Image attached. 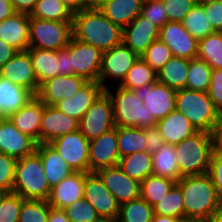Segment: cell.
I'll return each instance as SVG.
<instances>
[{
    "label": "cell",
    "mask_w": 222,
    "mask_h": 222,
    "mask_svg": "<svg viewBox=\"0 0 222 222\" xmlns=\"http://www.w3.org/2000/svg\"><path fill=\"white\" fill-rule=\"evenodd\" d=\"M72 37L103 53L122 44L123 29L100 10L85 8L73 13Z\"/></svg>",
    "instance_id": "obj_1"
},
{
    "label": "cell",
    "mask_w": 222,
    "mask_h": 222,
    "mask_svg": "<svg viewBox=\"0 0 222 222\" xmlns=\"http://www.w3.org/2000/svg\"><path fill=\"white\" fill-rule=\"evenodd\" d=\"M176 184L184 198V218H209L222 208V201L208 173L183 176Z\"/></svg>",
    "instance_id": "obj_2"
},
{
    "label": "cell",
    "mask_w": 222,
    "mask_h": 222,
    "mask_svg": "<svg viewBox=\"0 0 222 222\" xmlns=\"http://www.w3.org/2000/svg\"><path fill=\"white\" fill-rule=\"evenodd\" d=\"M213 152V136L204 131H198L175 144L180 179L183 176L208 173Z\"/></svg>",
    "instance_id": "obj_3"
},
{
    "label": "cell",
    "mask_w": 222,
    "mask_h": 222,
    "mask_svg": "<svg viewBox=\"0 0 222 222\" xmlns=\"http://www.w3.org/2000/svg\"><path fill=\"white\" fill-rule=\"evenodd\" d=\"M12 192L24 200H48L51 188L44 174L41 156L33 154L17 159Z\"/></svg>",
    "instance_id": "obj_4"
},
{
    "label": "cell",
    "mask_w": 222,
    "mask_h": 222,
    "mask_svg": "<svg viewBox=\"0 0 222 222\" xmlns=\"http://www.w3.org/2000/svg\"><path fill=\"white\" fill-rule=\"evenodd\" d=\"M176 110L184 114L197 131L211 133L220 118L208 92L180 89L176 92Z\"/></svg>",
    "instance_id": "obj_5"
},
{
    "label": "cell",
    "mask_w": 222,
    "mask_h": 222,
    "mask_svg": "<svg viewBox=\"0 0 222 222\" xmlns=\"http://www.w3.org/2000/svg\"><path fill=\"white\" fill-rule=\"evenodd\" d=\"M113 104L115 125L144 129L154 127L157 121L149 114L144 103L133 90H127L117 84L115 95L110 87L105 89Z\"/></svg>",
    "instance_id": "obj_6"
},
{
    "label": "cell",
    "mask_w": 222,
    "mask_h": 222,
    "mask_svg": "<svg viewBox=\"0 0 222 222\" xmlns=\"http://www.w3.org/2000/svg\"><path fill=\"white\" fill-rule=\"evenodd\" d=\"M72 37V22L30 17L29 48L57 51L67 47Z\"/></svg>",
    "instance_id": "obj_7"
},
{
    "label": "cell",
    "mask_w": 222,
    "mask_h": 222,
    "mask_svg": "<svg viewBox=\"0 0 222 222\" xmlns=\"http://www.w3.org/2000/svg\"><path fill=\"white\" fill-rule=\"evenodd\" d=\"M116 127L113 104L104 91L79 121L80 132L90 141Z\"/></svg>",
    "instance_id": "obj_8"
},
{
    "label": "cell",
    "mask_w": 222,
    "mask_h": 222,
    "mask_svg": "<svg viewBox=\"0 0 222 222\" xmlns=\"http://www.w3.org/2000/svg\"><path fill=\"white\" fill-rule=\"evenodd\" d=\"M71 52V75L87 81H99L102 52L96 47L71 37L66 47Z\"/></svg>",
    "instance_id": "obj_9"
},
{
    "label": "cell",
    "mask_w": 222,
    "mask_h": 222,
    "mask_svg": "<svg viewBox=\"0 0 222 222\" xmlns=\"http://www.w3.org/2000/svg\"><path fill=\"white\" fill-rule=\"evenodd\" d=\"M74 172L89 173V140L77 131L54 139L51 143Z\"/></svg>",
    "instance_id": "obj_10"
},
{
    "label": "cell",
    "mask_w": 222,
    "mask_h": 222,
    "mask_svg": "<svg viewBox=\"0 0 222 222\" xmlns=\"http://www.w3.org/2000/svg\"><path fill=\"white\" fill-rule=\"evenodd\" d=\"M140 57L131 51L123 43L102 53L101 68L98 83L106 89L107 78L119 80L120 85L125 79L128 71Z\"/></svg>",
    "instance_id": "obj_11"
},
{
    "label": "cell",
    "mask_w": 222,
    "mask_h": 222,
    "mask_svg": "<svg viewBox=\"0 0 222 222\" xmlns=\"http://www.w3.org/2000/svg\"><path fill=\"white\" fill-rule=\"evenodd\" d=\"M137 97L143 101L149 114L156 121L164 119L169 113L176 110L177 90L156 82L133 90Z\"/></svg>",
    "instance_id": "obj_12"
},
{
    "label": "cell",
    "mask_w": 222,
    "mask_h": 222,
    "mask_svg": "<svg viewBox=\"0 0 222 222\" xmlns=\"http://www.w3.org/2000/svg\"><path fill=\"white\" fill-rule=\"evenodd\" d=\"M83 198L95 208L101 219H117L120 204L96 172L86 174Z\"/></svg>",
    "instance_id": "obj_13"
},
{
    "label": "cell",
    "mask_w": 222,
    "mask_h": 222,
    "mask_svg": "<svg viewBox=\"0 0 222 222\" xmlns=\"http://www.w3.org/2000/svg\"><path fill=\"white\" fill-rule=\"evenodd\" d=\"M119 159L117 126L89 141V172L118 166Z\"/></svg>",
    "instance_id": "obj_14"
},
{
    "label": "cell",
    "mask_w": 222,
    "mask_h": 222,
    "mask_svg": "<svg viewBox=\"0 0 222 222\" xmlns=\"http://www.w3.org/2000/svg\"><path fill=\"white\" fill-rule=\"evenodd\" d=\"M159 39L166 44L175 57L195 59L198 40L183 26L182 22L168 21L159 31Z\"/></svg>",
    "instance_id": "obj_15"
},
{
    "label": "cell",
    "mask_w": 222,
    "mask_h": 222,
    "mask_svg": "<svg viewBox=\"0 0 222 222\" xmlns=\"http://www.w3.org/2000/svg\"><path fill=\"white\" fill-rule=\"evenodd\" d=\"M78 129L79 120L64 114L54 105H45L43 103L39 144L51 143L54 139Z\"/></svg>",
    "instance_id": "obj_16"
},
{
    "label": "cell",
    "mask_w": 222,
    "mask_h": 222,
    "mask_svg": "<svg viewBox=\"0 0 222 222\" xmlns=\"http://www.w3.org/2000/svg\"><path fill=\"white\" fill-rule=\"evenodd\" d=\"M37 142L22 133L8 118H0V153L16 159L33 154Z\"/></svg>",
    "instance_id": "obj_17"
},
{
    "label": "cell",
    "mask_w": 222,
    "mask_h": 222,
    "mask_svg": "<svg viewBox=\"0 0 222 222\" xmlns=\"http://www.w3.org/2000/svg\"><path fill=\"white\" fill-rule=\"evenodd\" d=\"M0 76L31 91L35 96L39 91L38 80L27 50L18 51L0 68Z\"/></svg>",
    "instance_id": "obj_18"
},
{
    "label": "cell",
    "mask_w": 222,
    "mask_h": 222,
    "mask_svg": "<svg viewBox=\"0 0 222 222\" xmlns=\"http://www.w3.org/2000/svg\"><path fill=\"white\" fill-rule=\"evenodd\" d=\"M96 173L119 204L140 197L141 183L126 175L119 166L103 168Z\"/></svg>",
    "instance_id": "obj_19"
},
{
    "label": "cell",
    "mask_w": 222,
    "mask_h": 222,
    "mask_svg": "<svg viewBox=\"0 0 222 222\" xmlns=\"http://www.w3.org/2000/svg\"><path fill=\"white\" fill-rule=\"evenodd\" d=\"M87 82L76 75H58L43 82L36 96L45 105H55L59 101L75 95Z\"/></svg>",
    "instance_id": "obj_20"
},
{
    "label": "cell",
    "mask_w": 222,
    "mask_h": 222,
    "mask_svg": "<svg viewBox=\"0 0 222 222\" xmlns=\"http://www.w3.org/2000/svg\"><path fill=\"white\" fill-rule=\"evenodd\" d=\"M159 31L154 24L138 15L129 25L123 28L122 43L139 57L157 39Z\"/></svg>",
    "instance_id": "obj_21"
},
{
    "label": "cell",
    "mask_w": 222,
    "mask_h": 222,
    "mask_svg": "<svg viewBox=\"0 0 222 222\" xmlns=\"http://www.w3.org/2000/svg\"><path fill=\"white\" fill-rule=\"evenodd\" d=\"M104 91L105 89L98 82L88 81L75 95L59 101L54 106L64 114L80 121L91 104Z\"/></svg>",
    "instance_id": "obj_22"
},
{
    "label": "cell",
    "mask_w": 222,
    "mask_h": 222,
    "mask_svg": "<svg viewBox=\"0 0 222 222\" xmlns=\"http://www.w3.org/2000/svg\"><path fill=\"white\" fill-rule=\"evenodd\" d=\"M86 174L84 172H73L51 188L48 199L49 205L52 208L64 209L76 200L83 199Z\"/></svg>",
    "instance_id": "obj_23"
},
{
    "label": "cell",
    "mask_w": 222,
    "mask_h": 222,
    "mask_svg": "<svg viewBox=\"0 0 222 222\" xmlns=\"http://www.w3.org/2000/svg\"><path fill=\"white\" fill-rule=\"evenodd\" d=\"M30 16L16 12L9 18L0 21V39L10 44L17 51L29 48Z\"/></svg>",
    "instance_id": "obj_24"
},
{
    "label": "cell",
    "mask_w": 222,
    "mask_h": 222,
    "mask_svg": "<svg viewBox=\"0 0 222 222\" xmlns=\"http://www.w3.org/2000/svg\"><path fill=\"white\" fill-rule=\"evenodd\" d=\"M42 116L43 102L37 96H34L8 119L17 129L32 137L39 144V129Z\"/></svg>",
    "instance_id": "obj_25"
},
{
    "label": "cell",
    "mask_w": 222,
    "mask_h": 222,
    "mask_svg": "<svg viewBox=\"0 0 222 222\" xmlns=\"http://www.w3.org/2000/svg\"><path fill=\"white\" fill-rule=\"evenodd\" d=\"M156 127L159 129L164 142L172 145L178 144L198 132L189 119L177 110L157 121Z\"/></svg>",
    "instance_id": "obj_26"
},
{
    "label": "cell",
    "mask_w": 222,
    "mask_h": 222,
    "mask_svg": "<svg viewBox=\"0 0 222 222\" xmlns=\"http://www.w3.org/2000/svg\"><path fill=\"white\" fill-rule=\"evenodd\" d=\"M36 152L41 156L44 174L50 188H53L74 171L49 143L37 144Z\"/></svg>",
    "instance_id": "obj_27"
},
{
    "label": "cell",
    "mask_w": 222,
    "mask_h": 222,
    "mask_svg": "<svg viewBox=\"0 0 222 222\" xmlns=\"http://www.w3.org/2000/svg\"><path fill=\"white\" fill-rule=\"evenodd\" d=\"M34 96L26 88L0 76V118H9Z\"/></svg>",
    "instance_id": "obj_28"
},
{
    "label": "cell",
    "mask_w": 222,
    "mask_h": 222,
    "mask_svg": "<svg viewBox=\"0 0 222 222\" xmlns=\"http://www.w3.org/2000/svg\"><path fill=\"white\" fill-rule=\"evenodd\" d=\"M144 0H112L99 10L122 29L140 15Z\"/></svg>",
    "instance_id": "obj_29"
},
{
    "label": "cell",
    "mask_w": 222,
    "mask_h": 222,
    "mask_svg": "<svg viewBox=\"0 0 222 222\" xmlns=\"http://www.w3.org/2000/svg\"><path fill=\"white\" fill-rule=\"evenodd\" d=\"M189 65L190 59L173 56L157 73V82L175 90L186 88Z\"/></svg>",
    "instance_id": "obj_30"
},
{
    "label": "cell",
    "mask_w": 222,
    "mask_h": 222,
    "mask_svg": "<svg viewBox=\"0 0 222 222\" xmlns=\"http://www.w3.org/2000/svg\"><path fill=\"white\" fill-rule=\"evenodd\" d=\"M38 85L58 76L59 61L57 51L28 48Z\"/></svg>",
    "instance_id": "obj_31"
},
{
    "label": "cell",
    "mask_w": 222,
    "mask_h": 222,
    "mask_svg": "<svg viewBox=\"0 0 222 222\" xmlns=\"http://www.w3.org/2000/svg\"><path fill=\"white\" fill-rule=\"evenodd\" d=\"M153 174L177 182L180 179V169L176 161L175 145L164 143L152 154Z\"/></svg>",
    "instance_id": "obj_32"
},
{
    "label": "cell",
    "mask_w": 222,
    "mask_h": 222,
    "mask_svg": "<svg viewBox=\"0 0 222 222\" xmlns=\"http://www.w3.org/2000/svg\"><path fill=\"white\" fill-rule=\"evenodd\" d=\"M118 166L126 175L140 183L153 174L152 155L146 151L120 157Z\"/></svg>",
    "instance_id": "obj_33"
},
{
    "label": "cell",
    "mask_w": 222,
    "mask_h": 222,
    "mask_svg": "<svg viewBox=\"0 0 222 222\" xmlns=\"http://www.w3.org/2000/svg\"><path fill=\"white\" fill-rule=\"evenodd\" d=\"M197 58L212 69H222V32H213L198 40Z\"/></svg>",
    "instance_id": "obj_34"
},
{
    "label": "cell",
    "mask_w": 222,
    "mask_h": 222,
    "mask_svg": "<svg viewBox=\"0 0 222 222\" xmlns=\"http://www.w3.org/2000/svg\"><path fill=\"white\" fill-rule=\"evenodd\" d=\"M117 142L120 157L145 151L144 129L117 126Z\"/></svg>",
    "instance_id": "obj_35"
},
{
    "label": "cell",
    "mask_w": 222,
    "mask_h": 222,
    "mask_svg": "<svg viewBox=\"0 0 222 222\" xmlns=\"http://www.w3.org/2000/svg\"><path fill=\"white\" fill-rule=\"evenodd\" d=\"M29 16L43 20L72 22L73 12L59 0H38Z\"/></svg>",
    "instance_id": "obj_36"
},
{
    "label": "cell",
    "mask_w": 222,
    "mask_h": 222,
    "mask_svg": "<svg viewBox=\"0 0 222 222\" xmlns=\"http://www.w3.org/2000/svg\"><path fill=\"white\" fill-rule=\"evenodd\" d=\"M153 207L141 197L122 203L119 207L117 222H151Z\"/></svg>",
    "instance_id": "obj_37"
},
{
    "label": "cell",
    "mask_w": 222,
    "mask_h": 222,
    "mask_svg": "<svg viewBox=\"0 0 222 222\" xmlns=\"http://www.w3.org/2000/svg\"><path fill=\"white\" fill-rule=\"evenodd\" d=\"M157 82V73L140 57L128 71L125 79L119 85L127 90Z\"/></svg>",
    "instance_id": "obj_38"
},
{
    "label": "cell",
    "mask_w": 222,
    "mask_h": 222,
    "mask_svg": "<svg viewBox=\"0 0 222 222\" xmlns=\"http://www.w3.org/2000/svg\"><path fill=\"white\" fill-rule=\"evenodd\" d=\"M175 183L171 179L151 174L141 182L140 197L153 206L167 195Z\"/></svg>",
    "instance_id": "obj_39"
},
{
    "label": "cell",
    "mask_w": 222,
    "mask_h": 222,
    "mask_svg": "<svg viewBox=\"0 0 222 222\" xmlns=\"http://www.w3.org/2000/svg\"><path fill=\"white\" fill-rule=\"evenodd\" d=\"M182 23L184 28L197 40L215 32L199 2L186 14Z\"/></svg>",
    "instance_id": "obj_40"
},
{
    "label": "cell",
    "mask_w": 222,
    "mask_h": 222,
    "mask_svg": "<svg viewBox=\"0 0 222 222\" xmlns=\"http://www.w3.org/2000/svg\"><path fill=\"white\" fill-rule=\"evenodd\" d=\"M152 207L154 214L172 216L182 220L184 218V198L181 188L175 183L167 195Z\"/></svg>",
    "instance_id": "obj_41"
},
{
    "label": "cell",
    "mask_w": 222,
    "mask_h": 222,
    "mask_svg": "<svg viewBox=\"0 0 222 222\" xmlns=\"http://www.w3.org/2000/svg\"><path fill=\"white\" fill-rule=\"evenodd\" d=\"M211 71L212 68L205 61L198 58L191 59L186 88L200 92H208Z\"/></svg>",
    "instance_id": "obj_42"
},
{
    "label": "cell",
    "mask_w": 222,
    "mask_h": 222,
    "mask_svg": "<svg viewBox=\"0 0 222 222\" xmlns=\"http://www.w3.org/2000/svg\"><path fill=\"white\" fill-rule=\"evenodd\" d=\"M50 207L48 200H24L18 222H47Z\"/></svg>",
    "instance_id": "obj_43"
},
{
    "label": "cell",
    "mask_w": 222,
    "mask_h": 222,
    "mask_svg": "<svg viewBox=\"0 0 222 222\" xmlns=\"http://www.w3.org/2000/svg\"><path fill=\"white\" fill-rule=\"evenodd\" d=\"M172 57L171 50L160 39L155 40L141 56L156 73H158Z\"/></svg>",
    "instance_id": "obj_44"
},
{
    "label": "cell",
    "mask_w": 222,
    "mask_h": 222,
    "mask_svg": "<svg viewBox=\"0 0 222 222\" xmlns=\"http://www.w3.org/2000/svg\"><path fill=\"white\" fill-rule=\"evenodd\" d=\"M70 222H98L101 220L95 208L84 198L63 209Z\"/></svg>",
    "instance_id": "obj_45"
},
{
    "label": "cell",
    "mask_w": 222,
    "mask_h": 222,
    "mask_svg": "<svg viewBox=\"0 0 222 222\" xmlns=\"http://www.w3.org/2000/svg\"><path fill=\"white\" fill-rule=\"evenodd\" d=\"M24 199L16 193H0V222H18Z\"/></svg>",
    "instance_id": "obj_46"
},
{
    "label": "cell",
    "mask_w": 222,
    "mask_h": 222,
    "mask_svg": "<svg viewBox=\"0 0 222 222\" xmlns=\"http://www.w3.org/2000/svg\"><path fill=\"white\" fill-rule=\"evenodd\" d=\"M140 15L159 29L168 22L162 0H144Z\"/></svg>",
    "instance_id": "obj_47"
},
{
    "label": "cell",
    "mask_w": 222,
    "mask_h": 222,
    "mask_svg": "<svg viewBox=\"0 0 222 222\" xmlns=\"http://www.w3.org/2000/svg\"><path fill=\"white\" fill-rule=\"evenodd\" d=\"M17 159L0 153V193L12 192Z\"/></svg>",
    "instance_id": "obj_48"
},
{
    "label": "cell",
    "mask_w": 222,
    "mask_h": 222,
    "mask_svg": "<svg viewBox=\"0 0 222 222\" xmlns=\"http://www.w3.org/2000/svg\"><path fill=\"white\" fill-rule=\"evenodd\" d=\"M168 21L182 22L186 14L198 3V0H162Z\"/></svg>",
    "instance_id": "obj_49"
},
{
    "label": "cell",
    "mask_w": 222,
    "mask_h": 222,
    "mask_svg": "<svg viewBox=\"0 0 222 222\" xmlns=\"http://www.w3.org/2000/svg\"><path fill=\"white\" fill-rule=\"evenodd\" d=\"M215 32H222V1L198 0Z\"/></svg>",
    "instance_id": "obj_50"
},
{
    "label": "cell",
    "mask_w": 222,
    "mask_h": 222,
    "mask_svg": "<svg viewBox=\"0 0 222 222\" xmlns=\"http://www.w3.org/2000/svg\"><path fill=\"white\" fill-rule=\"evenodd\" d=\"M208 94L215 109L222 115V69H212Z\"/></svg>",
    "instance_id": "obj_51"
},
{
    "label": "cell",
    "mask_w": 222,
    "mask_h": 222,
    "mask_svg": "<svg viewBox=\"0 0 222 222\" xmlns=\"http://www.w3.org/2000/svg\"><path fill=\"white\" fill-rule=\"evenodd\" d=\"M212 183L217 190L218 196L222 201V155L219 153L212 154L208 171Z\"/></svg>",
    "instance_id": "obj_52"
},
{
    "label": "cell",
    "mask_w": 222,
    "mask_h": 222,
    "mask_svg": "<svg viewBox=\"0 0 222 222\" xmlns=\"http://www.w3.org/2000/svg\"><path fill=\"white\" fill-rule=\"evenodd\" d=\"M144 137L146 141L145 151L151 155L158 151L165 143L156 126L144 128Z\"/></svg>",
    "instance_id": "obj_53"
},
{
    "label": "cell",
    "mask_w": 222,
    "mask_h": 222,
    "mask_svg": "<svg viewBox=\"0 0 222 222\" xmlns=\"http://www.w3.org/2000/svg\"><path fill=\"white\" fill-rule=\"evenodd\" d=\"M59 70L58 75H71V52L65 47L57 50Z\"/></svg>",
    "instance_id": "obj_54"
},
{
    "label": "cell",
    "mask_w": 222,
    "mask_h": 222,
    "mask_svg": "<svg viewBox=\"0 0 222 222\" xmlns=\"http://www.w3.org/2000/svg\"><path fill=\"white\" fill-rule=\"evenodd\" d=\"M212 136L214 153H219L222 155V115L220 116L218 122L215 124Z\"/></svg>",
    "instance_id": "obj_55"
},
{
    "label": "cell",
    "mask_w": 222,
    "mask_h": 222,
    "mask_svg": "<svg viewBox=\"0 0 222 222\" xmlns=\"http://www.w3.org/2000/svg\"><path fill=\"white\" fill-rule=\"evenodd\" d=\"M18 51L0 39V68L5 65Z\"/></svg>",
    "instance_id": "obj_56"
},
{
    "label": "cell",
    "mask_w": 222,
    "mask_h": 222,
    "mask_svg": "<svg viewBox=\"0 0 222 222\" xmlns=\"http://www.w3.org/2000/svg\"><path fill=\"white\" fill-rule=\"evenodd\" d=\"M15 11L30 14L38 0H10Z\"/></svg>",
    "instance_id": "obj_57"
},
{
    "label": "cell",
    "mask_w": 222,
    "mask_h": 222,
    "mask_svg": "<svg viewBox=\"0 0 222 222\" xmlns=\"http://www.w3.org/2000/svg\"><path fill=\"white\" fill-rule=\"evenodd\" d=\"M16 13L10 0H0V21L11 17Z\"/></svg>",
    "instance_id": "obj_58"
},
{
    "label": "cell",
    "mask_w": 222,
    "mask_h": 222,
    "mask_svg": "<svg viewBox=\"0 0 222 222\" xmlns=\"http://www.w3.org/2000/svg\"><path fill=\"white\" fill-rule=\"evenodd\" d=\"M47 222H70L63 209H56L50 207Z\"/></svg>",
    "instance_id": "obj_59"
},
{
    "label": "cell",
    "mask_w": 222,
    "mask_h": 222,
    "mask_svg": "<svg viewBox=\"0 0 222 222\" xmlns=\"http://www.w3.org/2000/svg\"><path fill=\"white\" fill-rule=\"evenodd\" d=\"M73 13L87 8V0H59Z\"/></svg>",
    "instance_id": "obj_60"
},
{
    "label": "cell",
    "mask_w": 222,
    "mask_h": 222,
    "mask_svg": "<svg viewBox=\"0 0 222 222\" xmlns=\"http://www.w3.org/2000/svg\"><path fill=\"white\" fill-rule=\"evenodd\" d=\"M110 1L112 0H87V8L93 10H99Z\"/></svg>",
    "instance_id": "obj_61"
},
{
    "label": "cell",
    "mask_w": 222,
    "mask_h": 222,
    "mask_svg": "<svg viewBox=\"0 0 222 222\" xmlns=\"http://www.w3.org/2000/svg\"><path fill=\"white\" fill-rule=\"evenodd\" d=\"M151 222H181L180 218L154 214Z\"/></svg>",
    "instance_id": "obj_62"
},
{
    "label": "cell",
    "mask_w": 222,
    "mask_h": 222,
    "mask_svg": "<svg viewBox=\"0 0 222 222\" xmlns=\"http://www.w3.org/2000/svg\"><path fill=\"white\" fill-rule=\"evenodd\" d=\"M208 219L210 222H222V208L214 212Z\"/></svg>",
    "instance_id": "obj_63"
},
{
    "label": "cell",
    "mask_w": 222,
    "mask_h": 222,
    "mask_svg": "<svg viewBox=\"0 0 222 222\" xmlns=\"http://www.w3.org/2000/svg\"><path fill=\"white\" fill-rule=\"evenodd\" d=\"M181 222H210L208 218L185 217Z\"/></svg>",
    "instance_id": "obj_64"
},
{
    "label": "cell",
    "mask_w": 222,
    "mask_h": 222,
    "mask_svg": "<svg viewBox=\"0 0 222 222\" xmlns=\"http://www.w3.org/2000/svg\"><path fill=\"white\" fill-rule=\"evenodd\" d=\"M98 222H117V220L116 219H101Z\"/></svg>",
    "instance_id": "obj_65"
}]
</instances>
